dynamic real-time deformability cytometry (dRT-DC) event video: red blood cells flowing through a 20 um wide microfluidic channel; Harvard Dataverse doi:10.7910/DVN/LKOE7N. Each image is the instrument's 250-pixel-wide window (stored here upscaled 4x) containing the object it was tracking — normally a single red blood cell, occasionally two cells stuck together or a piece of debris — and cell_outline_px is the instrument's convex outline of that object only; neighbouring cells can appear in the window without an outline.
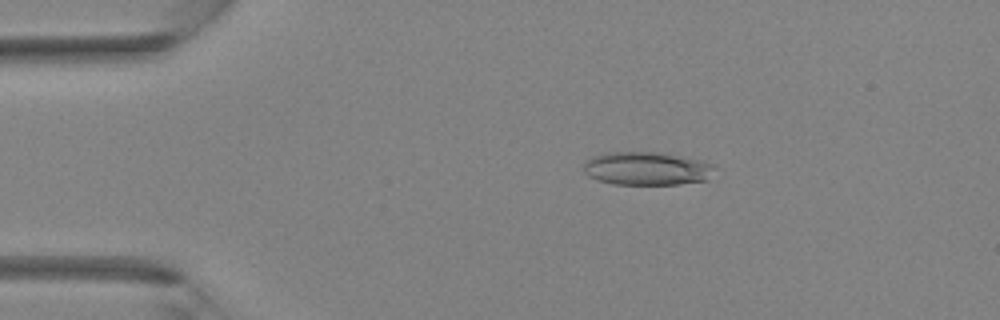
{"species": "Egyptian fruit bat (a non-hibernating species)", "species_latin": "Rousettus aegyptiacus", "temperature_condition": "room temperature", "stored_images_in_passage": 41, "camera_frame_rate_fps": 3000, "um_per_image_px": 0.085, "animal": {"sex": "female"}, "frame": {"image": 1, "passage_image": 8, "time_ms": 2.333, "image_size_px": [1000, 320], "cell_outline_px": [[716, 168], [708, 180], [680, 184], [612, 184], [596, 180], [588, 176], [584, 172], [584, 160], [592, 156], [604, 152], [660, 152], [704, 160], [712, 164]], "centroid_in_image_um": [54.97, 14.32], "position_along_channel_um": 30.0, "area_um2": 25.89}}
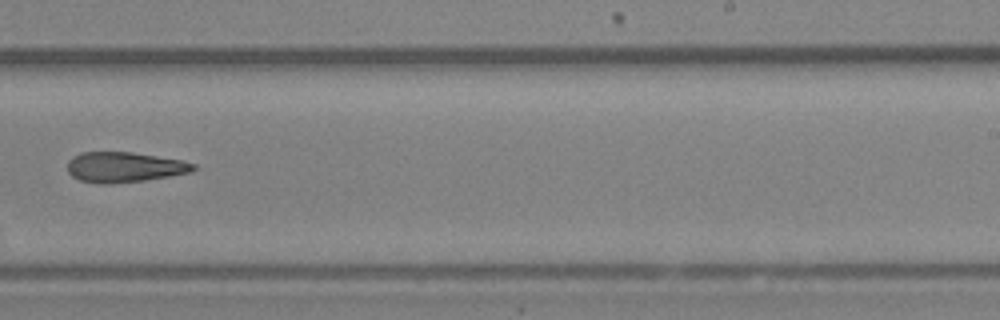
{"frame": {"image": 2, "passage_image": 26, "time_ms": 8.333, "image_size_px": [1000, 320], "cell_outline_px": [[196, 168], [192, 172], [144, 180], [108, 184], [100, 184], [80, 180], [72, 176], [68, 172], [68, 160], [72, 156], [80, 152], [132, 152], [180, 160], [196, 164]], "centroid_in_image_um": [10.54, 14.2], "position_along_channel_um": 278.5, "area_um2": 22.14}}
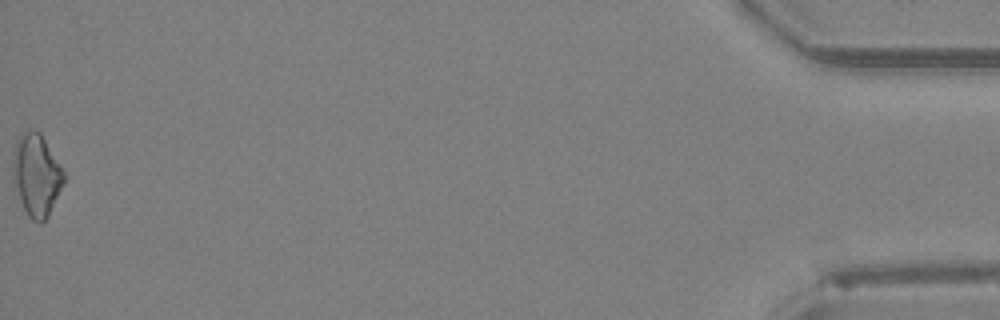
{"frame": {"image": 3, "passage_image": 41, "time_ms": 13.333, "image_size_px": [1000, 320], "cell_outline_px": [[64, 184], [48, 216], [40, 224], [32, 220], [28, 216], [24, 208], [12, 180], [12, 152], [16, 140], [24, 132], [40, 132], [64, 168]], "centroid_in_image_um": [3.1, 14.88], "position_along_channel_um": 432.1, "area_um2": 24.57}}